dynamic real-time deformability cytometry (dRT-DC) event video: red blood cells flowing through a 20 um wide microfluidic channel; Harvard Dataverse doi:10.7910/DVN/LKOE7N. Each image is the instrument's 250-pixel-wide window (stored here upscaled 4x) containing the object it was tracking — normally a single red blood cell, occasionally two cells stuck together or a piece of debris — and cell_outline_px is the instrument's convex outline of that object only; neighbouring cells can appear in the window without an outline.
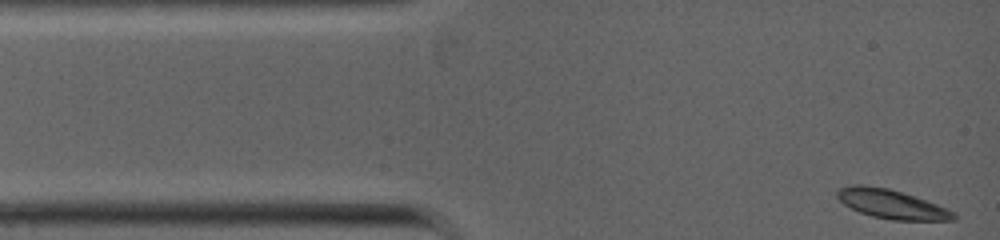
{"species": "common noctule bat (a hibernating species)", "species_latin": "Nyctalus noctula", "temperature_condition": "warm", "stored_images_in_passage": 72, "camera_frame_rate_fps": 5000, "um_per_image_px": 0.085, "animal": {"sex": "female", "body_mass_g": 19.0, "forearm_length_mm": 53.3}, "frame": {"image": 1, "passage_image": 1, "time_ms": 0.0, "image_size_px": [1000, 240], "cell_outline_px": [[956, 220], [892, 220], [872, 216], [860, 212], [844, 204], [836, 196], [836, 188], [852, 184], [860, 184], [888, 188], [948, 208], [956, 212]], "centroid_in_image_um": [75.76, 17.34], "position_along_channel_um": 9.2, "area_um2": 19.65}}
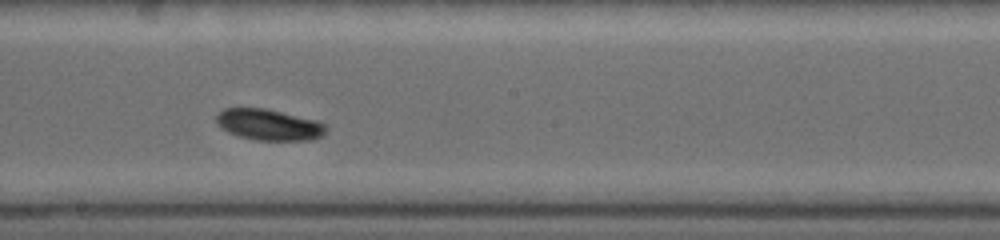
{"frame": {"image": 2, "passage_image": 48, "time_ms": 5.6, "image_size_px": [1000, 240], "cell_outline_px": [[328, 128], [320, 136], [312, 140], [256, 140], [240, 136], [228, 132], [220, 128], [216, 124], [216, 112], [224, 108], [268, 108], [320, 120]], "centroid_in_image_um": [22.85, 10.58], "position_along_channel_um": 225.4, "area_um2": 20.29}}
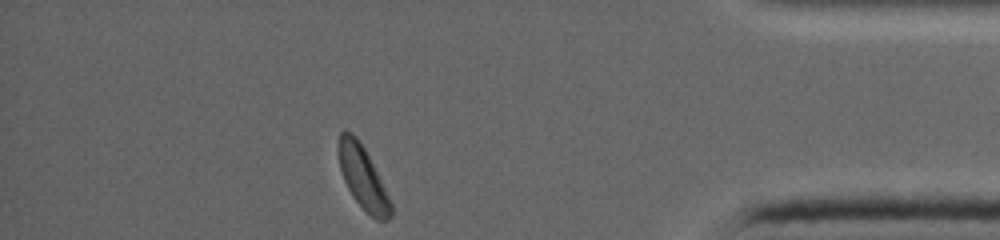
{"frame": {"image": 3, "passage_image": 72, "time_ms": 10.0, "image_size_px": [1000, 240], "cell_outline_px": [[392, 216], [388, 220], [376, 220], [352, 196], [344, 180], [340, 168], [336, 152], [336, 148], [340, 132], [344, 128], [352, 132], [356, 136], [364, 148], [392, 204]], "centroid_in_image_um": [30.79, 15.03], "position_along_channel_um": 404.4, "area_um2": 18.96}}